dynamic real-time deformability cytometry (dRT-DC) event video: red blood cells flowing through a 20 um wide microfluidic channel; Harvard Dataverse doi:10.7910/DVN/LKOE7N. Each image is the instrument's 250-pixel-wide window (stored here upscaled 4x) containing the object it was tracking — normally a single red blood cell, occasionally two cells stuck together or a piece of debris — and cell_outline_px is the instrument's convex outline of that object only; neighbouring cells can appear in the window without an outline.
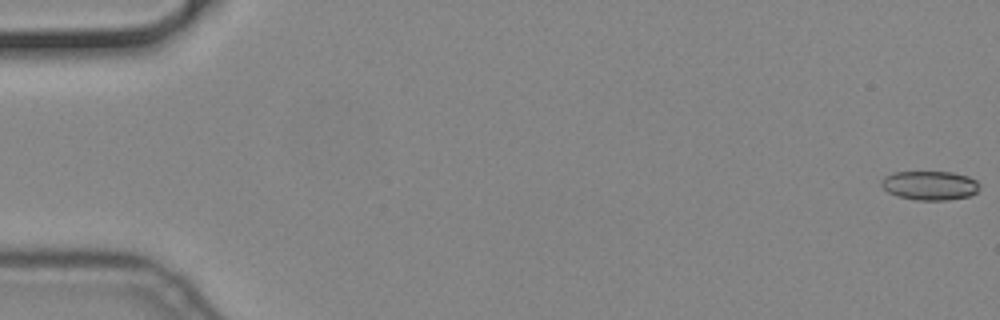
{"species": "common noctule bat (a hibernating species)", "species_latin": "Nyctalus noctula", "temperature_condition": "cold", "stored_images_in_passage": 11, "camera_frame_rate_fps": 3000, "um_per_image_px": 0.085, "animal": {"sex": "male", "body_mass_g": 19.2, "forearm_length_mm": 51.8}, "frame": {"image": 1, "passage_image": 1, "time_ms": 0.0, "image_size_px": [1000, 320], "cell_outline_px": [[980, 184], [976, 192], [968, 196], [948, 200], [916, 200], [896, 196], [888, 192], [880, 184], [880, 180], [884, 176], [892, 172], [952, 172], [968, 176], [976, 180]], "centroid_in_image_um": [79.0, 15.76], "position_along_channel_um": 6.0, "area_um2": 16.76}}